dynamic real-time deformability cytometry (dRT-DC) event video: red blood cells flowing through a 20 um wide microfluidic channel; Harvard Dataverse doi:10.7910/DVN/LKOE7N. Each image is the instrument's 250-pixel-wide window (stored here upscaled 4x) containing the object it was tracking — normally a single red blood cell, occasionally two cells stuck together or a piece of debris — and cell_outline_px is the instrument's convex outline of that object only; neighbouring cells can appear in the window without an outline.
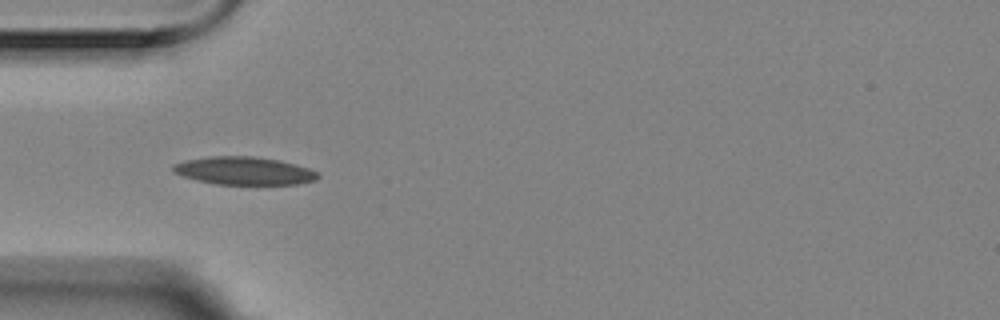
{"species": "Egyptian fruit bat (a non-hibernating species)", "species_latin": "Rousettus aegyptiacus", "temperature_condition": "room temperature", "stored_images_in_passage": 10, "camera_frame_rate_fps": 3000, "um_per_image_px": 0.085, "animal": {"sex": "female"}, "frame": {"image": 1, "passage_image": 5, "time_ms": 1.333, "image_size_px": [1000, 320], "cell_outline_px": [[320, 176], [316, 180], [296, 184], [216, 184], [196, 180], [172, 172], [172, 164], [184, 160], [208, 156], [256, 156], [280, 160], [308, 168], [316, 172]], "centroid_in_image_um": [20.71, 14.51], "position_along_channel_um": 64.3, "area_um2": 23.64}}
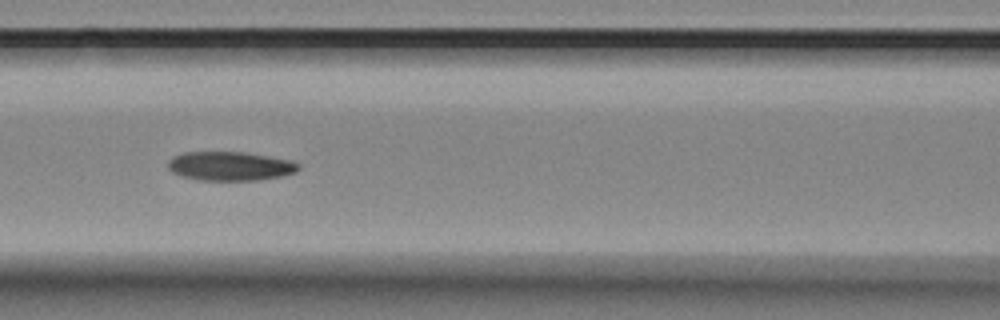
{"frame": {"image": 2, "passage_image": 7, "time_ms": 2.0, "image_size_px": [1000, 320], "cell_outline_px": [[300, 168], [296, 172], [280, 176], [260, 180], [200, 180], [184, 176], [172, 172], [168, 168], [168, 160], [172, 156], [184, 152], [244, 152], [292, 160], [300, 164]], "centroid_in_image_um": [19.57, 14.11], "position_along_channel_um": 147.0, "area_um2": 22.08}}
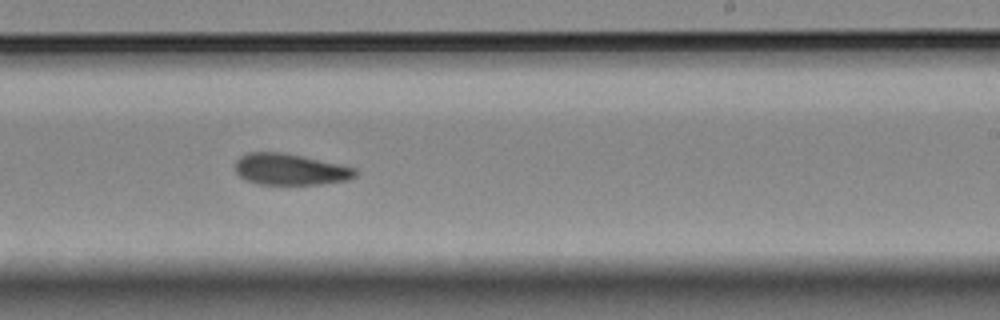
{"frame": {"image": 3, "passage_image": 10, "time_ms": 3.0, "image_size_px": [1000, 320], "cell_outline_px": [[356, 176], [348, 180], [320, 184], [256, 184], [244, 180], [236, 172], [236, 160], [240, 156], [248, 152], [280, 152], [300, 156], [356, 168]], "centroid_in_image_um": [24.62, 14.4], "position_along_channel_um": 264.4, "area_um2": 21.73}}